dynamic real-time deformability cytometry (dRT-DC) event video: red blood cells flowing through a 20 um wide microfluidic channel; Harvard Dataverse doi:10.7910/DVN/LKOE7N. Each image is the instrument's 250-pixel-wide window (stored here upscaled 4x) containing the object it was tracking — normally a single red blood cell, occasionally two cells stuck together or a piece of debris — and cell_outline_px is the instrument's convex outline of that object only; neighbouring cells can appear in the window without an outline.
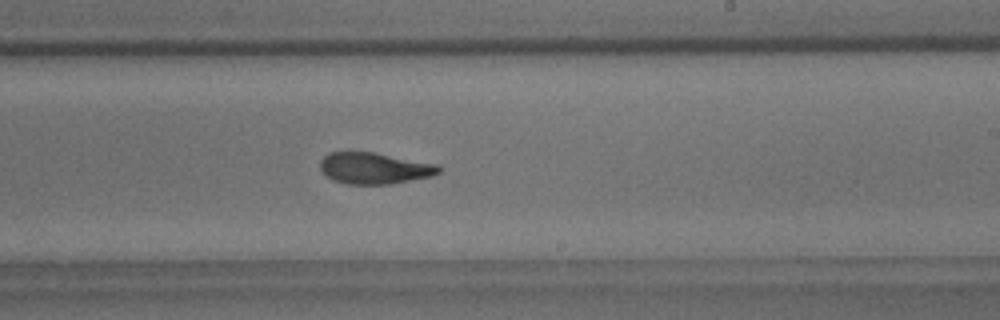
{"species": "common noctule bat (a hibernating species)", "species_latin": "Nyctalus noctula", "temperature_condition": "room temperature", "stored_images_in_passage": 42, "camera_frame_rate_fps": 3000, "um_per_image_px": 0.085, "animal": {"sex": "male", "body_mass_g": 18.8}, "frame": {"image": 1, "passage_image": 30, "time_ms": 9.667, "image_size_px": [1000, 320], "cell_outline_px": [[444, 168], [440, 172], [432, 176], [392, 184], [348, 184], [332, 180], [324, 176], [320, 168], [320, 160], [328, 152], [372, 152], [440, 164]], "centroid_in_image_um": [31.84, 14.3], "position_along_channel_um": 257.2, "area_um2": 22.02}}